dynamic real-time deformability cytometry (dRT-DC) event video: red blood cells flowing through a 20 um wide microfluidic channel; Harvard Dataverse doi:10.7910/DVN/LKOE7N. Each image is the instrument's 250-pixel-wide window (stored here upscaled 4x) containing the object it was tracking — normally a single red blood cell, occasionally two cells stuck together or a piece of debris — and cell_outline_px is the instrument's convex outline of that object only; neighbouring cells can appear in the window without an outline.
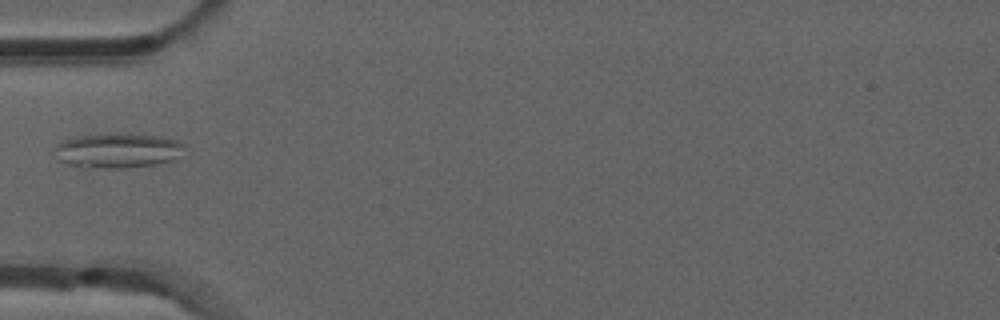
{"species": "common noctule bat (a hibernating species)", "species_latin": "Nyctalus noctula", "temperature_condition": "room temperature", "stored_images_in_passage": 36, "camera_frame_rate_fps": 3000, "um_per_image_px": 0.085, "animal": {"sex": "male", "forearm_length_mm": 52.5}, "frame": {"image": 1, "passage_image": 1, "time_ms": 0.0, "image_size_px": [1000, 320], "cell_outline_px": [[184, 144], [172, 160], [156, 164], [124, 168], [84, 168], [68, 164], [60, 160], [56, 148], [56, 144], [64, 140], [80, 136], [112, 132], [160, 136], [176, 140]], "centroid_in_image_um": [9.96, 12.78], "position_along_channel_um": 75.0, "area_um2": 26.07}}